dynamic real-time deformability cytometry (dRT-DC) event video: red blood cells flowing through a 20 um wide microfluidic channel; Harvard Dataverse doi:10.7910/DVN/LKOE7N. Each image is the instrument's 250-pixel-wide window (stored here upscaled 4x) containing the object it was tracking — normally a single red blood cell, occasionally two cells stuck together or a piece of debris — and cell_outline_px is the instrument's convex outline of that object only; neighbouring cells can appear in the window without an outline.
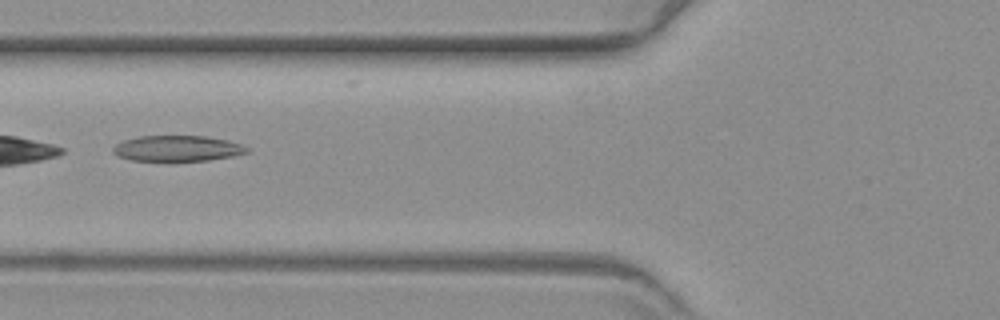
{"species": "common noctule bat (a hibernating species)", "species_latin": "Nyctalus noctula", "temperature_condition": "warm", "stored_images_in_passage": 51, "camera_frame_rate_fps": 3000, "um_per_image_px": 0.085, "animal": {"sex": "female", "body_mass_g": 19.3, "forearm_length_mm": 54.1}, "frame": {"image": 1, "passage_image": 16, "time_ms": 5.0, "image_size_px": [1000, 320], "cell_outline_px": [[252, 152], [232, 156], [208, 160], [132, 160], [116, 156], [112, 152], [112, 148], [116, 144], [124, 140], [140, 136], [208, 136], [228, 140], [252, 148]], "centroid_in_image_um": [15.12, 12.6], "position_along_channel_um": 110.7, "area_um2": 20.11}}
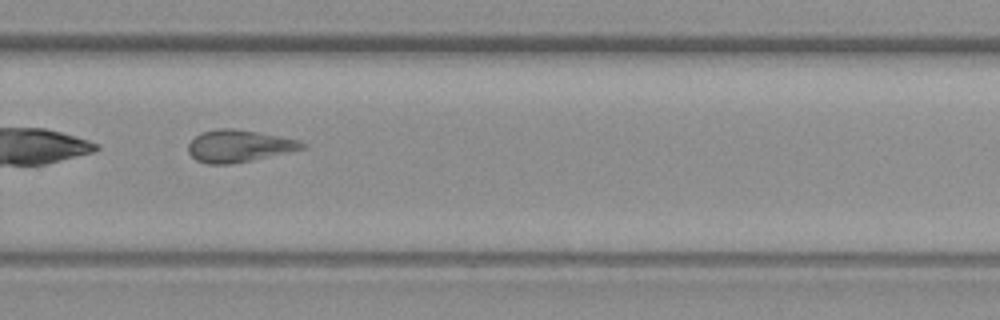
{"frame": {"image": 2, "passage_image": 33, "time_ms": 10.667, "image_size_px": [1000, 320], "cell_outline_px": [[304, 148], [288, 152], [252, 160], [232, 164], [208, 164], [196, 160], [188, 152], [188, 144], [200, 132], [216, 128], [236, 128], [260, 132], [300, 140], [304, 144]], "centroid_in_image_um": [20.27, 12.39], "position_along_channel_um": 309.5, "area_um2": 21.39}}
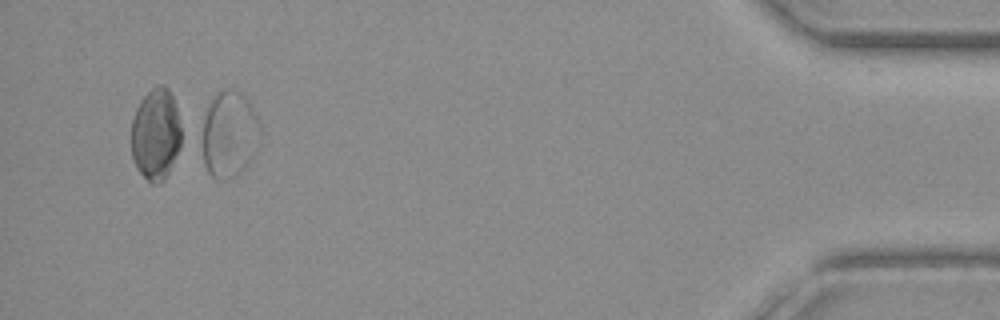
{"frame": {"image": 3, "passage_image": 48, "time_ms": 15.667, "image_size_px": [1000, 320], "cell_outline_px": [[260, 140], [248, 164], [236, 176], [228, 180], [216, 180], [208, 172], [204, 164], [204, 116], [208, 104], [212, 96], [216, 92], [224, 88], [232, 88], [244, 92], [260, 124]], "centroid_in_image_um": [19.5, 11.38], "position_along_channel_um": 415.7, "area_um2": 29.48}}